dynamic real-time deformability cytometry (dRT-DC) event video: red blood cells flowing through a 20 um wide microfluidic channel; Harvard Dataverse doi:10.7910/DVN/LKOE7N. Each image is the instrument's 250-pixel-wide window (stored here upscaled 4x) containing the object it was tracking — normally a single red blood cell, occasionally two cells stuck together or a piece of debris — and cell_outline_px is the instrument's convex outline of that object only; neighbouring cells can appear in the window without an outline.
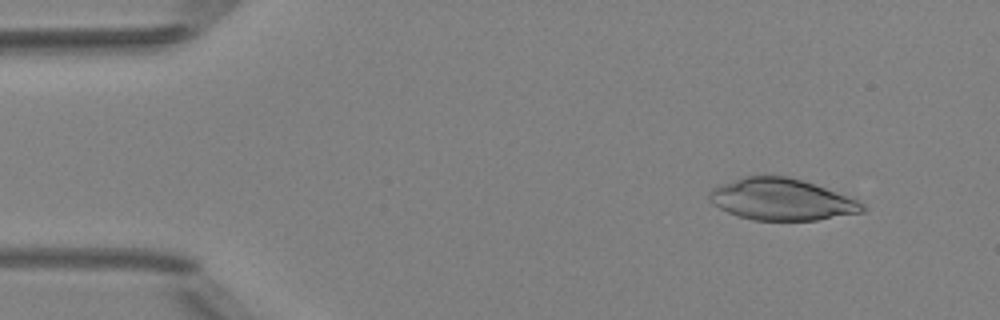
{"species": "Egyptian fruit bat (a non-hibernating species)", "species_latin": "Rousettus aegyptiacus", "temperature_condition": "room temperature", "stored_images_in_passage": 8, "camera_frame_rate_fps": 3000, "um_per_image_px": 0.085, "animal": {"sex": "female"}, "frame": {"image": 1, "passage_image": 2, "time_ms": 1.333, "image_size_px": [1000, 320], "cell_outline_px": [[868, 208], [864, 212], [816, 220], [752, 220], [728, 212], [712, 204], [708, 200], [708, 192], [712, 188], [720, 184], [744, 176], [788, 176], [804, 180], [848, 196], [864, 204]], "centroid_in_image_um": [66.43, 16.95], "position_along_channel_um": 18.6, "area_um2": 37.22}}
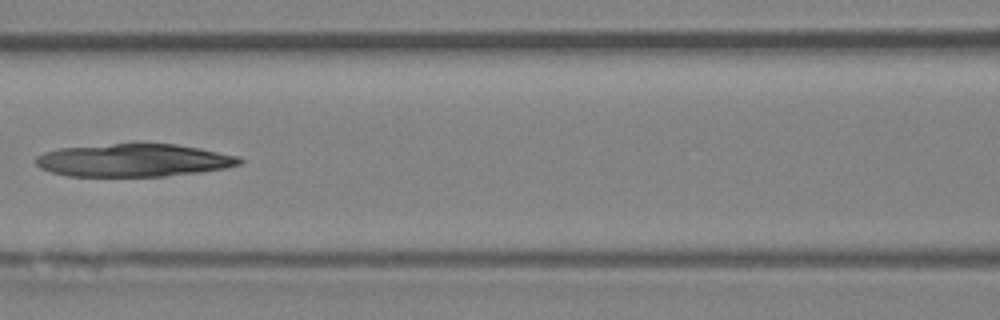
{"frame": {"image": 2, "passage_image": 7, "time_ms": 7.0, "image_size_px": [1000, 320], "cell_outline_px": [[244, 160], [240, 164], [224, 168], [196, 172], [164, 176], [68, 176], [52, 172], [40, 168], [32, 160], [36, 156], [44, 152], [60, 148], [112, 144], [176, 144], [200, 148], [240, 156]], "centroid_in_image_um": [11.34, 13.62], "position_along_channel_um": 155.3, "area_um2": 38.84}}
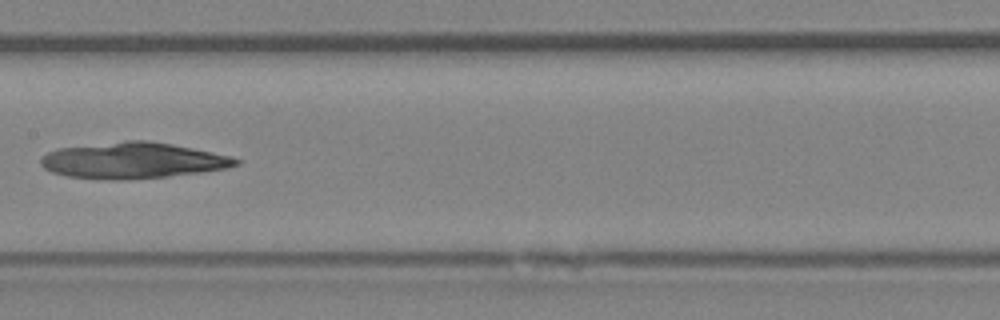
{"frame": {"image": 3, "passage_image": 8, "time_ms": 8.0, "image_size_px": [1000, 320], "cell_outline_px": [[240, 164], [228, 168], [200, 172], [168, 176], [128, 180], [112, 180], [68, 176], [52, 172], [44, 168], [40, 164], [40, 160], [48, 152], [60, 148], [124, 140], [148, 140], [172, 144], [232, 156], [240, 160]], "centroid_in_image_um": [11.31, 13.64], "position_along_channel_um": 196.1, "area_um2": 40.92}}